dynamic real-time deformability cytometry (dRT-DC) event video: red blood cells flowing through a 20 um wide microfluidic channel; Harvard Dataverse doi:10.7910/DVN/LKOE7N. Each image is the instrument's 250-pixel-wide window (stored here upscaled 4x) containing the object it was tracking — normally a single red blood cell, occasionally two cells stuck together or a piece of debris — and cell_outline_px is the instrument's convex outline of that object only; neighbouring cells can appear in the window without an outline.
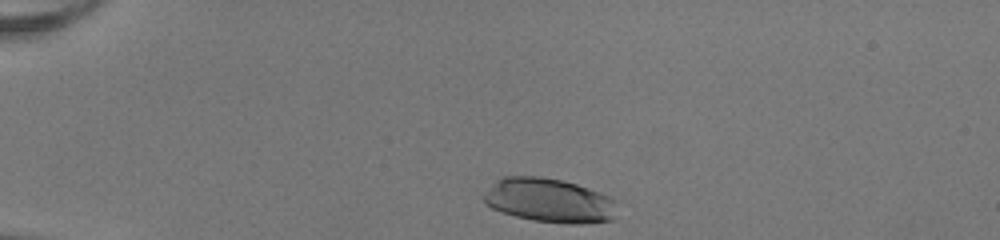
{"species": "human", "species_latin": "Homo sapiens", "temperature_condition": "room temperature", "stored_images_in_passage": 33, "camera_frame_rate_fps": 3000, "um_per_image_px": 0.085, "donor": {"sex": "female"}, "frame": {"image": 1, "passage_image": 1, "time_ms": 0.0, "image_size_px": [1000, 240], "cell_outline_px": [[616, 220], [584, 224], [564, 224], [532, 220], [516, 216], [492, 208], [484, 204], [484, 196], [488, 188], [500, 176], [540, 176], [560, 180], [576, 184], [600, 192], [616, 200]], "centroid_in_image_um": [46.72, 17.05], "position_along_channel_um": 38.3, "area_um2": 34.68}}
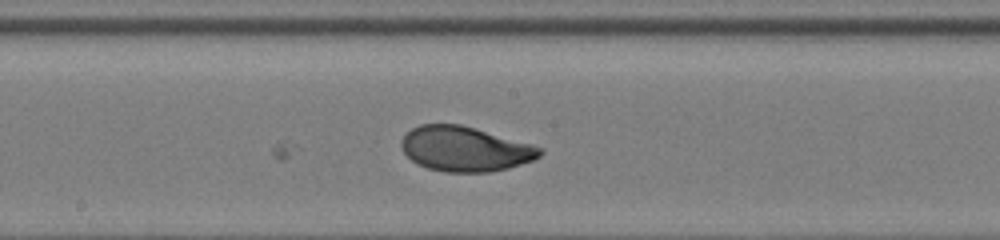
{"frame": {"image": 2, "passage_image": 18, "time_ms": 5.667, "image_size_px": [1000, 240], "cell_outline_px": [[544, 152], [540, 156], [532, 160], [508, 168], [492, 172], [444, 172], [428, 168], [412, 160], [400, 148], [400, 140], [412, 128], [420, 124], [460, 124], [532, 144], [544, 148]], "centroid_in_image_um": [39.53, 12.66], "position_along_channel_um": 208.7, "area_um2": 36.18}}
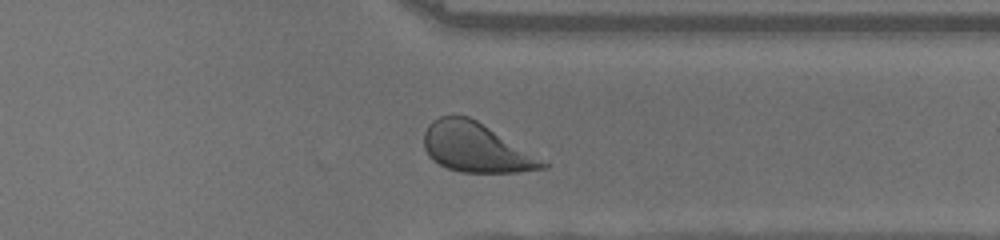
{"frame": {"image": 3, "passage_image": 30, "time_ms": 9.667, "image_size_px": [1000, 240], "cell_outline_px": [[548, 168], [520, 172], [460, 172], [448, 168], [432, 160], [428, 156], [424, 148], [424, 132], [428, 124], [432, 120], [440, 116], [468, 116], [476, 120], [548, 164]], "centroid_in_image_um": [40.38, 12.55], "position_along_channel_um": 371.0, "area_um2": 33.41}, "authors_computed_cell_mechanics": {"area_um2": 36.125, "velocity_mm_per_s": 4.0532, "shape_relaxation_time_tau1_ms": 2.732, "shape_relaxation_time_tau2_ms": 1.1823, "deformation_change_tau1": 0.1692, "deformation_change_tau2": 0.0561}}